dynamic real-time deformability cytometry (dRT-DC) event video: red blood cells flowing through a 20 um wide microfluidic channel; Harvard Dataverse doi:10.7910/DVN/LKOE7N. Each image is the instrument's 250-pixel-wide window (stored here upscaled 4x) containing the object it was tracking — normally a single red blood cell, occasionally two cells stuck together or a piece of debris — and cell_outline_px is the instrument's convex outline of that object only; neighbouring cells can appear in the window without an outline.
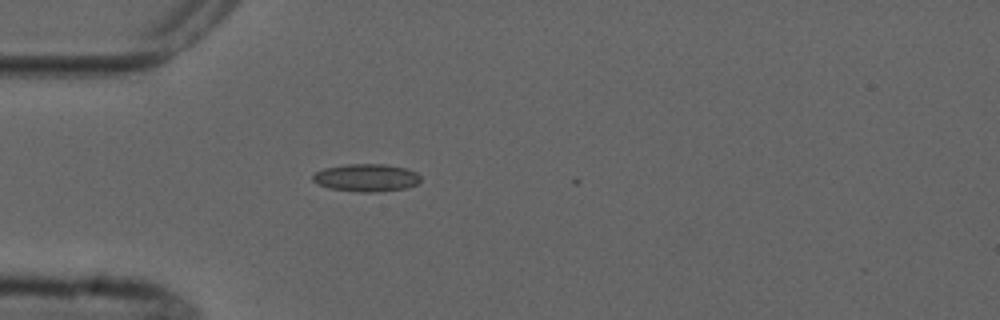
{"species": "common noctule bat (a hibernating species)", "species_latin": "Nyctalus noctula", "temperature_condition": "cold", "stored_images_in_passage": 1, "camera_frame_rate_fps": 3000, "um_per_image_px": 0.085, "animal": {"sex": "male", "forearm_length_mm": 52.5}, "frame": {"image": 1, "passage_image": 1, "time_ms": 0.0, "image_size_px": [1000, 320], "cell_outline_px": [[420, 180], [416, 184], [404, 188], [372, 192], [360, 192], [328, 188], [312, 180], [312, 176], [316, 172], [324, 168], [348, 164], [384, 164], [408, 168], [416, 172], [420, 176]], "centroid_in_image_um": [31.14, 15.09], "position_along_channel_um": 53.9, "area_um2": 17.22}}